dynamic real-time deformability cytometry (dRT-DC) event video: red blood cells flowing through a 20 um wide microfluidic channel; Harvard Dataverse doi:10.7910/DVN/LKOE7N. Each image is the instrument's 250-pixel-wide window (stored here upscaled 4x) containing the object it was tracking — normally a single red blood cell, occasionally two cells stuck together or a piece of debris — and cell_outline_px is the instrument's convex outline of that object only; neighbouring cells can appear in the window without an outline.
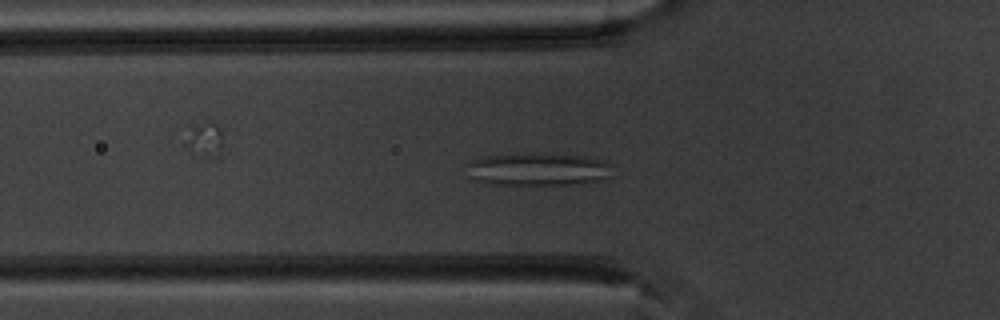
{"species": "common noctule bat (a hibernating species)", "species_latin": "Nyctalus noctula", "temperature_condition": "warm", "stored_images_in_passage": 53, "camera_frame_rate_fps": 3000, "um_per_image_px": 0.085, "animal": {"sex": "male", "body_mass_g": 20.1, "forearm_length_mm": 53.5}, "frame": {"image": 1, "passage_image": 18, "time_ms": 5.667, "image_size_px": [1000, 320], "cell_outline_px": [[612, 176], [600, 180], [576, 184], [492, 184], [472, 180], [464, 164], [480, 156], [536, 152], [540, 152], [584, 156], [604, 160], [612, 164]], "centroid_in_image_um": [45.72, 14.36], "position_along_channel_um": 80.1, "area_um2": 28.55}}
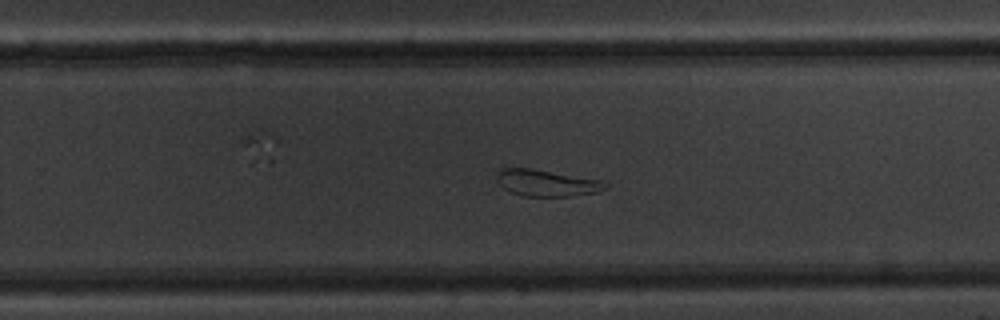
{"frame": {"image": 2, "passage_image": 34, "time_ms": 11.0, "image_size_px": [1000, 320], "cell_outline_px": [[608, 188], [600, 192], [572, 196], [524, 196], [508, 192], [496, 180], [496, 172], [500, 168], [532, 168], [604, 180], [608, 184]], "centroid_in_image_um": [46.49, 15.55], "position_along_channel_um": 283.3, "area_um2": 17.22}}
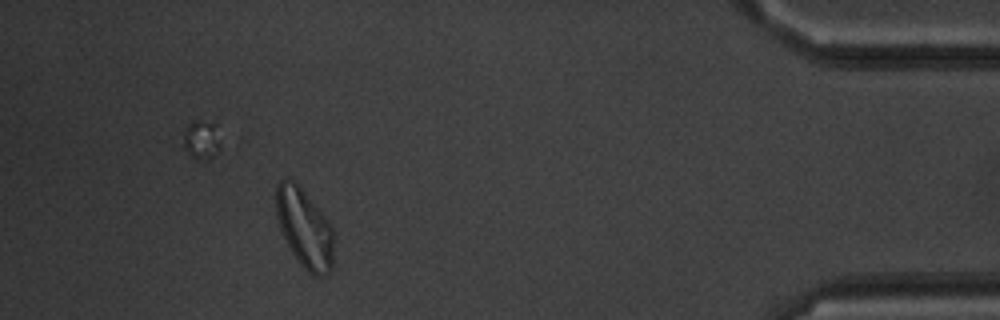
{"frame": {"image": 3, "passage_image": 48, "time_ms": 15.667, "image_size_px": [1000, 320], "cell_outline_px": [[332, 268], [324, 276], [316, 276], [308, 272], [300, 264], [292, 252], [280, 228], [276, 212], [276, 184], [280, 180], [292, 180], [304, 192], [328, 220], [332, 228]], "centroid_in_image_um": [25.87, 19.42], "position_along_channel_um": 409.3, "area_um2": 25.89}, "authors_computed_cell_mechanics": {"area_um2": 25.8944, "velocity_mm_per_s": 3.799, "shape_relaxation_time_tau1_ms": null, "shape_relaxation_time_tau2_ms": 4.9136, "deformation_change_tau1": null, "deformation_change_tau2": 0.1548}}